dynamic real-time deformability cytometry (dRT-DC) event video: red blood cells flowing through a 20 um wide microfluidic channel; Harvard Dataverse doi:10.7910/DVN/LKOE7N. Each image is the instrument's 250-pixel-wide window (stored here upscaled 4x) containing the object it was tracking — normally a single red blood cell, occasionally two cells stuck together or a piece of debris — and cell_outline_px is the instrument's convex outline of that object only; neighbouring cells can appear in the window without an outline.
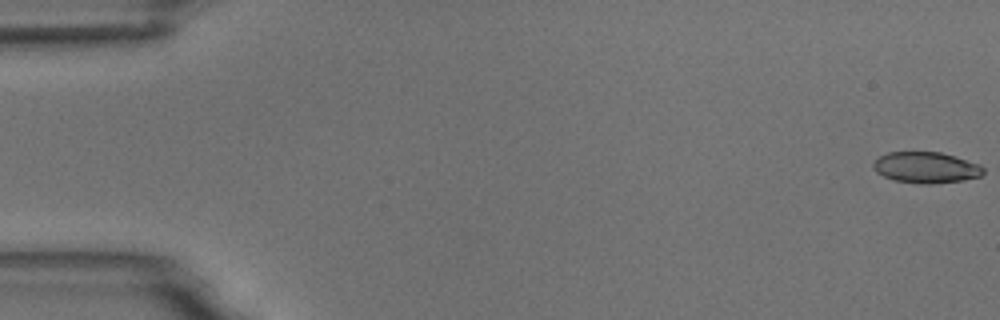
{"species": "common noctule bat (a hibernating species)", "species_latin": "Nyctalus noctula", "temperature_condition": "room temperature", "stored_images_in_passage": 5, "camera_frame_rate_fps": 3000, "um_per_image_px": 0.085, "animal": {"sex": "male", "body_mass_g": 18.8}, "frame": {"image": 1, "passage_image": 1, "time_ms": 0.0, "image_size_px": [1000, 320], "cell_outline_px": [[984, 172], [980, 176], [964, 180], [932, 184], [920, 184], [892, 180], [876, 172], [872, 164], [880, 156], [888, 152], [940, 152], [980, 164], [984, 168]], "centroid_in_image_um": [78.71, 14.25], "position_along_channel_um": 6.3, "area_um2": 19.94}}
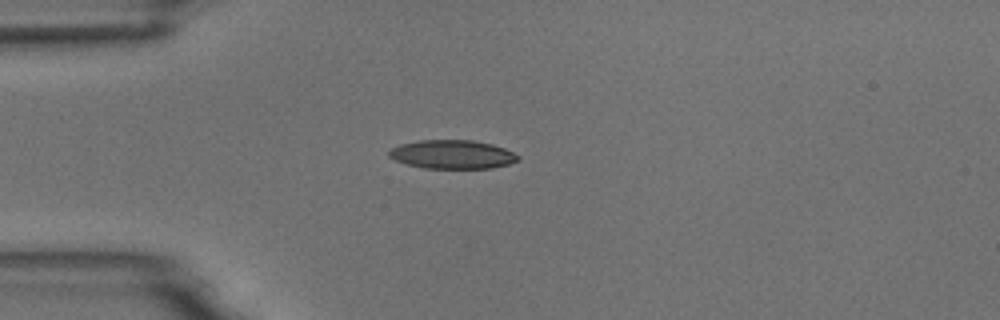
{"frame": {"image": 2, "passage_image": 5, "time_ms": 4.667, "image_size_px": [1000, 320], "cell_outline_px": [[520, 160], [508, 164], [492, 168], [424, 168], [408, 164], [396, 160], [388, 156], [388, 152], [392, 148], [400, 144], [420, 140], [472, 140], [492, 144], [504, 148], [520, 156]], "centroid_in_image_um": [38.47, 13.12], "position_along_channel_um": 46.5, "area_um2": 21.5}}